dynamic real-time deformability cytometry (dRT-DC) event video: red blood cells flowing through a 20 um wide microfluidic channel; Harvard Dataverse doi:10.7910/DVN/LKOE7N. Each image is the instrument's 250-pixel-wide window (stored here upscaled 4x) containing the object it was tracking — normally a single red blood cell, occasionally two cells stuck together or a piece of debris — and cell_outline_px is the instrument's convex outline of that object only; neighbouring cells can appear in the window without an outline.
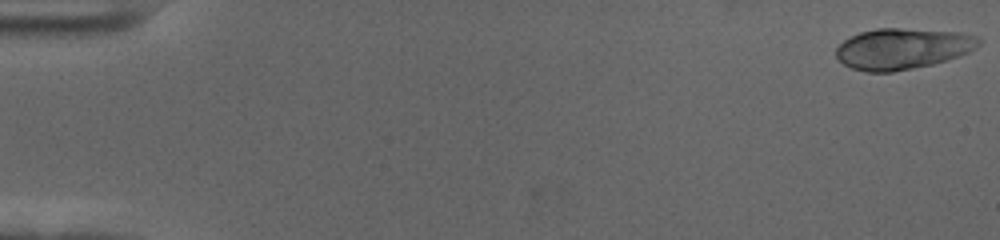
{"species": "human", "species_latin": "Homo sapiens", "temperature_condition": "cold", "stored_images_in_passage": 58, "camera_frame_rate_fps": 3000, "um_per_image_px": 0.085, "donor": {"sex": "female"}, "frame": {"image": 1, "passage_image": 1, "time_ms": 0.0, "image_size_px": [1000, 240], "cell_outline_px": [[984, 40], [976, 48], [960, 56], [932, 64], [892, 72], [868, 72], [852, 68], [844, 64], [836, 56], [836, 48], [844, 40], [860, 32], [876, 28], [900, 28], [960, 32], [980, 36]], "centroid_in_image_um": [76.76, 4.13], "position_along_channel_um": 8.2, "area_um2": 34.16}}
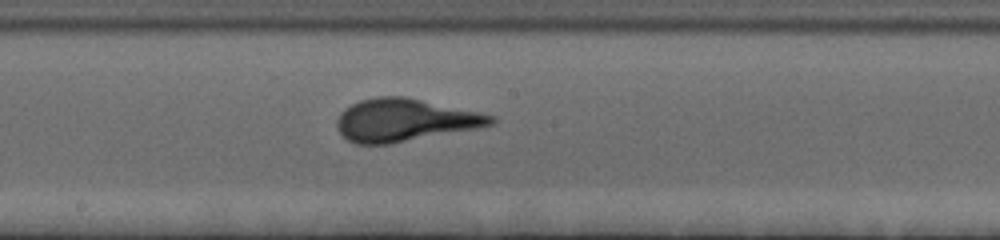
{"frame": {"image": 2, "passage_image": 32, "time_ms": 10.333, "image_size_px": [1000, 240], "cell_outline_px": [[496, 124], [476, 128], [388, 144], [356, 144], [348, 140], [340, 132], [336, 124], [336, 120], [340, 112], [344, 108], [360, 100], [376, 96], [404, 96], [480, 112], [496, 116]], "centroid_in_image_um": [34.39, 10.2], "position_along_channel_um": 213.8, "area_um2": 38.15}}
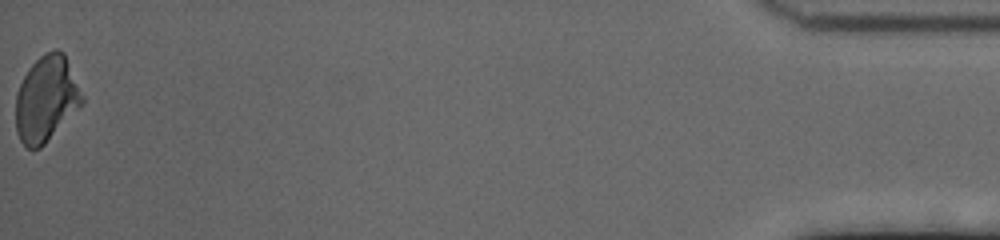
{"frame": {"image": 3, "passage_image": 58, "time_ms": 19.0, "image_size_px": [1000, 240], "cell_outline_px": [[84, 104], [40, 148], [28, 148], [20, 140], [16, 132], [16, 92], [28, 68], [40, 56], [56, 48], [64, 52], [84, 96]], "centroid_in_image_um": [3.95, 8.4], "position_along_channel_um": 431.3, "area_um2": 33.23}, "authors_computed_cell_mechanics": {"area_um2": 35.6626, "velocity_mm_per_s": 3.5398, "shape_relaxation_time_tau1_ms": 3.6972, "shape_relaxation_time_tau2_ms": null, "deformation_change_tau1": 0.1619, "deformation_change_tau2": null}}